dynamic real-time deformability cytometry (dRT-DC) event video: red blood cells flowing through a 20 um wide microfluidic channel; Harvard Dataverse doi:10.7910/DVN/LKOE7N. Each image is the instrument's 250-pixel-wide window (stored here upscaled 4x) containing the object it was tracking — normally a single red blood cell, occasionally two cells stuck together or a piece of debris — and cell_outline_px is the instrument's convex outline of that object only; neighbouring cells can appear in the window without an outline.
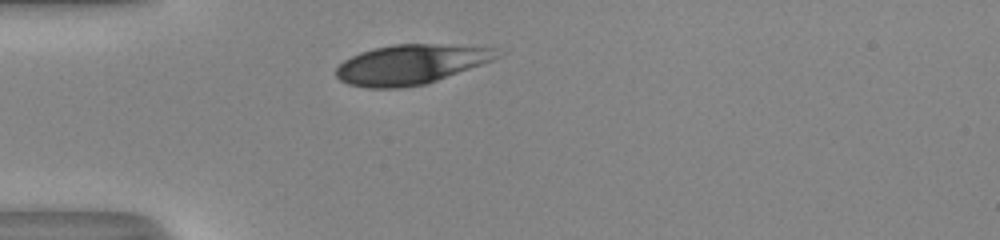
{"species": "human", "species_latin": "Homo sapiens", "temperature_condition": "room temperature", "stored_images_in_passage": 28, "camera_frame_rate_fps": 3000, "um_per_image_px": 0.085, "donor": {"sex": "male"}, "frame": {"image": 1, "passage_image": 1, "time_ms": 0.0, "image_size_px": [1000, 240], "cell_outline_px": [[508, 52], [504, 56], [428, 84], [400, 88], [368, 88], [348, 84], [340, 80], [336, 76], [336, 68], [344, 60], [360, 52], [372, 48], [392, 44], [436, 44], [496, 48]], "centroid_in_image_um": [34.98, 5.47], "position_along_channel_um": 50.0, "area_um2": 37.74}}
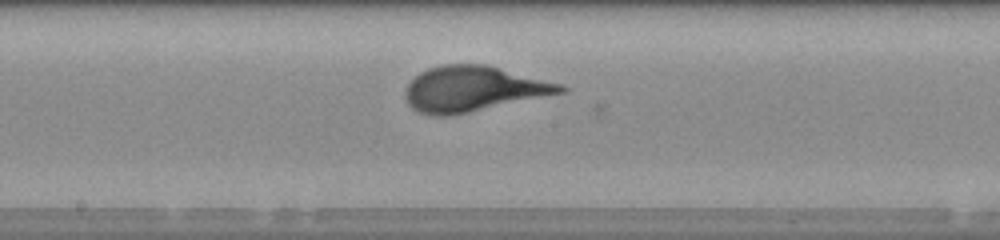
{"frame": {"image": 2, "passage_image": 14, "time_ms": 4.333, "image_size_px": [1000, 240], "cell_outline_px": [[568, 92], [448, 116], [432, 116], [420, 112], [412, 108], [408, 104], [404, 96], [404, 92], [408, 84], [420, 72], [428, 68], [444, 64], [488, 64], [560, 84], [568, 88]], "centroid_in_image_um": [40.22, 7.55], "position_along_channel_um": 208.0, "area_um2": 40.98}}
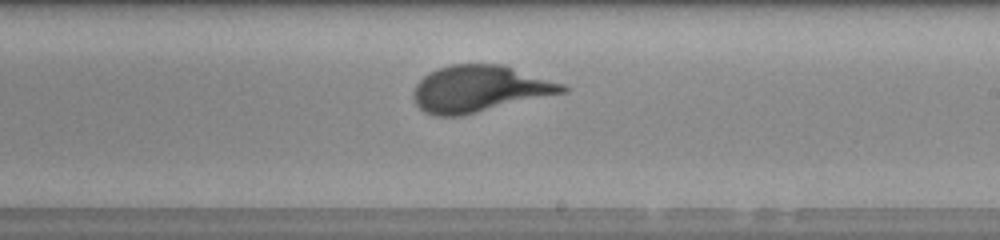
{"frame": {"image": 3, "passage_image": 17, "time_ms": 5.333, "image_size_px": [1000, 240], "cell_outline_px": [[568, 92], [460, 116], [432, 116], [424, 112], [412, 100], [412, 92], [416, 84], [428, 72], [436, 68], [452, 64], [504, 64], [564, 84], [568, 88]], "centroid_in_image_um": [40.74, 7.55], "position_along_channel_um": 248.3, "area_um2": 40.81}, "authors_computed_cell_mechanics": {"area_um2": 39.593, "velocity_mm_per_s": 4.0369, "shape_relaxation_time_tau1_ms": 2.8346, "shape_relaxation_time_tau2_ms": null, "deformation_change_tau1": 0.1769, "deformation_change_tau2": null}}